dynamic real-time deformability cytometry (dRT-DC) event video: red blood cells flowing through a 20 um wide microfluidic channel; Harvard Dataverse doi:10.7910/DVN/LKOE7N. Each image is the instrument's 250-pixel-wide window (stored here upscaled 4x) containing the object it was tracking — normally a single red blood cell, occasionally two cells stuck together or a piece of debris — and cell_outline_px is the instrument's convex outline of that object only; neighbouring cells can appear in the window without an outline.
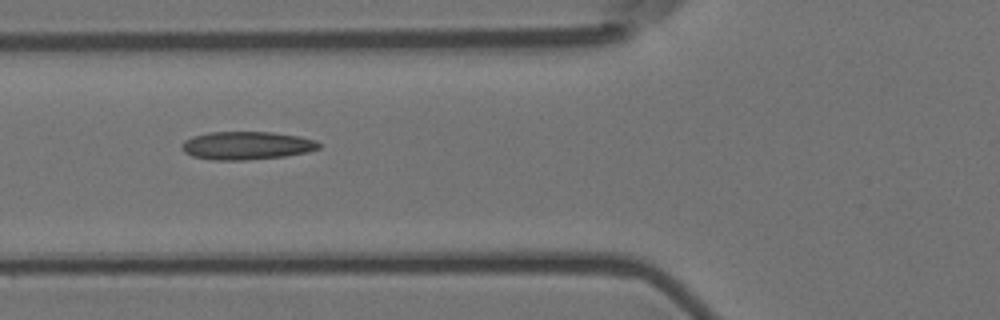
{"species": "Egyptian fruit bat (a non-hibernating species)", "species_latin": "Rousettus aegyptiacus", "temperature_condition": "room temperature", "stored_images_in_passage": 7, "camera_frame_rate_fps": 3000, "um_per_image_px": 0.085, "animal": {"sex": "female"}, "frame": {"image": 1, "passage_image": 5, "time_ms": 1.333, "image_size_px": [1000, 320], "cell_outline_px": [[320, 148], [308, 152], [284, 156], [244, 160], [212, 160], [192, 156], [184, 152], [180, 148], [180, 144], [184, 140], [192, 136], [208, 132], [272, 132], [300, 136], [316, 140], [320, 144]], "centroid_in_image_um": [20.93, 12.37], "position_along_channel_um": 104.9, "area_um2": 22.66}}
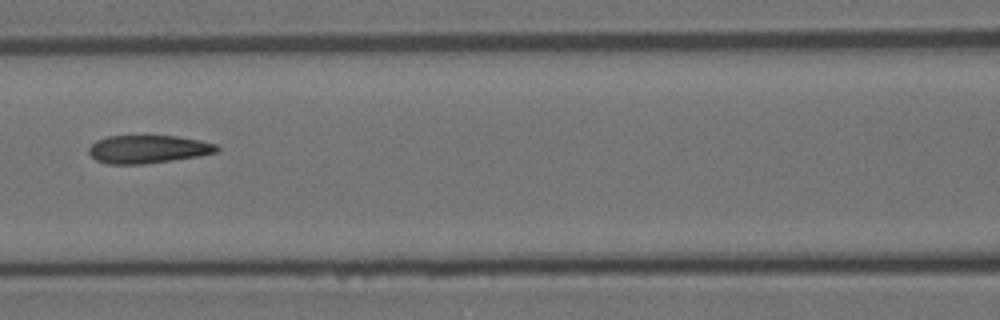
{"frame": {"image": 2, "passage_image": 6, "time_ms": 1.667, "image_size_px": [1000, 320], "cell_outline_px": [[220, 148], [216, 152], [200, 156], [144, 164], [108, 164], [96, 160], [88, 152], [88, 148], [96, 140], [108, 136], [176, 136], [200, 140], [216, 144]], "centroid_in_image_um": [12.58, 12.68], "position_along_channel_um": 154.0, "area_um2": 20.92}}
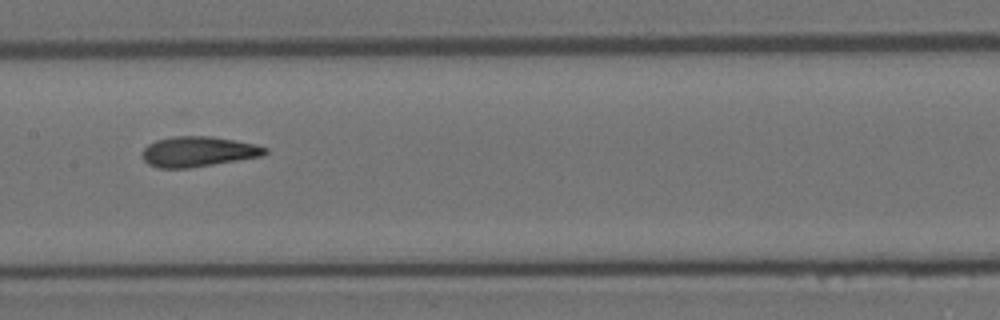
{"frame": {"image": 3, "passage_image": 7, "time_ms": 2.0, "image_size_px": [1000, 320], "cell_outline_px": [[268, 152], [264, 156], [188, 168], [160, 168], [148, 164], [140, 156], [140, 152], [148, 144], [156, 140], [172, 136], [212, 136], [236, 140], [256, 144], [268, 148]], "centroid_in_image_um": [16.84, 12.88], "position_along_channel_um": 190.6, "area_um2": 21.91}}